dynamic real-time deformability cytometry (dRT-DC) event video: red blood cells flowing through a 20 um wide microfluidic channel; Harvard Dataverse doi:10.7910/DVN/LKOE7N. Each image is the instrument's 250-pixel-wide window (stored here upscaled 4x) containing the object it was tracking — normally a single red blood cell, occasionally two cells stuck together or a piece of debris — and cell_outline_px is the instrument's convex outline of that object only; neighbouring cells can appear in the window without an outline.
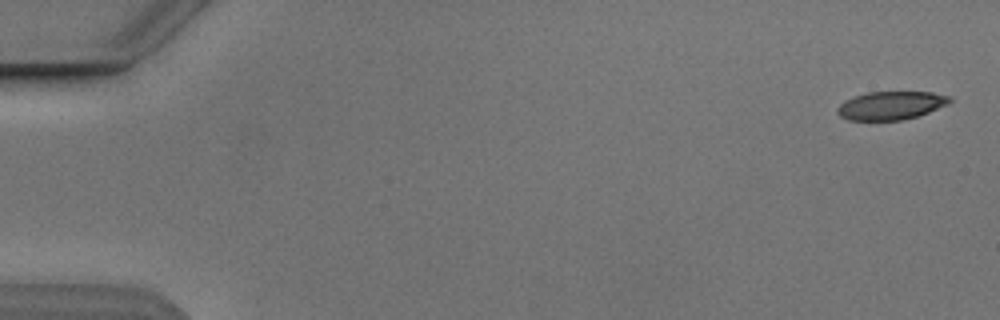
{"species": "Egyptian fruit bat (a non-hibernating species)", "species_latin": "Rousettus aegyptiacus", "temperature_condition": "cold", "stored_images_in_passage": 7, "camera_frame_rate_fps": 3000, "um_per_image_px": 0.085, "animal": {"sex": "male"}, "frame": {"image": 1, "passage_image": 1, "time_ms": 0.0, "image_size_px": [1000, 320], "cell_outline_px": [[952, 100], [948, 104], [928, 112], [916, 116], [900, 120], [848, 120], [840, 116], [836, 112], [836, 108], [844, 100], [852, 96], [868, 92], [932, 92], [952, 96]], "centroid_in_image_um": [75.7, 8.95], "position_along_channel_um": 9.3, "area_um2": 18.61}}
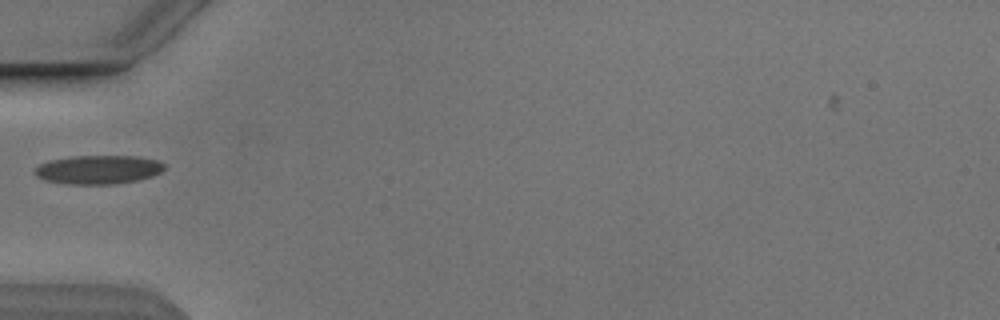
{"frame": {"image": 2, "passage_image": 5, "time_ms": 5.667, "image_size_px": [1000, 320], "cell_outline_px": [[164, 168], [160, 172], [152, 176], [136, 180], [116, 184], [68, 184], [44, 180], [36, 176], [32, 172], [40, 164], [52, 160], [72, 156], [140, 156], [156, 160], [164, 164]], "centroid_in_image_um": [8.34, 14.42], "position_along_channel_um": 76.7, "area_um2": 21.68}}
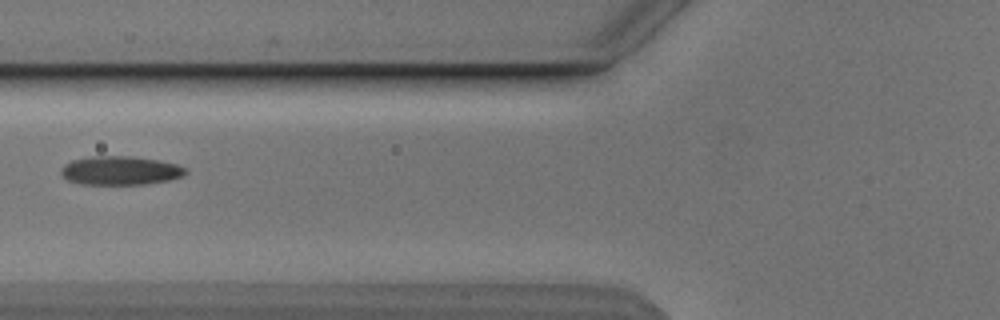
{"frame": {"image": 3, "passage_image": 6, "time_ms": 6.667, "image_size_px": [1000, 320], "cell_outline_px": [[188, 172], [184, 176], [168, 180], [144, 184], [80, 184], [68, 180], [60, 172], [60, 168], [64, 164], [72, 160], [92, 156], [132, 156], [160, 160], [176, 164], [188, 168]], "centroid_in_image_um": [10.25, 14.49], "position_along_channel_um": 115.6, "area_um2": 21.04}}